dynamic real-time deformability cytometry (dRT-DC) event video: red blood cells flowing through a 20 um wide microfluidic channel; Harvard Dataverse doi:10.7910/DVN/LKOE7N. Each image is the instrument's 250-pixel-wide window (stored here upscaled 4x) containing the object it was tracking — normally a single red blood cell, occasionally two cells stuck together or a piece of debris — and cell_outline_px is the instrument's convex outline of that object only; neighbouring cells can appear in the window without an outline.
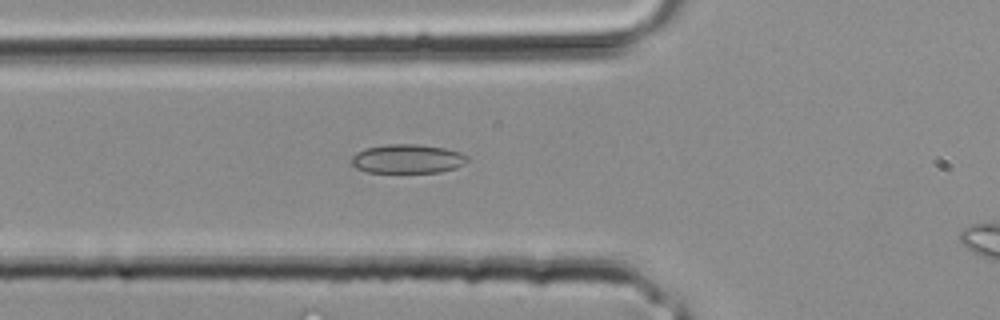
{"species": "common noctule bat (a hibernating species)", "species_latin": "Nyctalus noctula", "temperature_condition": "room temperature", "stored_images_in_passage": 3, "camera_frame_rate_fps": 3000, "um_per_image_px": 0.085, "animal": {"sex": "male", "body_mass_g": 20.4}, "frame": {"image": 1, "passage_image": 2, "time_ms": 0.333, "image_size_px": [1000, 320], "cell_outline_px": [[468, 160], [464, 164], [456, 168], [440, 172], [368, 172], [356, 168], [348, 160], [356, 152], [364, 148], [388, 144], [416, 144], [444, 148], [460, 152], [468, 156]], "centroid_in_image_um": [34.61, 13.5], "position_along_channel_um": 91.2, "area_um2": 19.71}}